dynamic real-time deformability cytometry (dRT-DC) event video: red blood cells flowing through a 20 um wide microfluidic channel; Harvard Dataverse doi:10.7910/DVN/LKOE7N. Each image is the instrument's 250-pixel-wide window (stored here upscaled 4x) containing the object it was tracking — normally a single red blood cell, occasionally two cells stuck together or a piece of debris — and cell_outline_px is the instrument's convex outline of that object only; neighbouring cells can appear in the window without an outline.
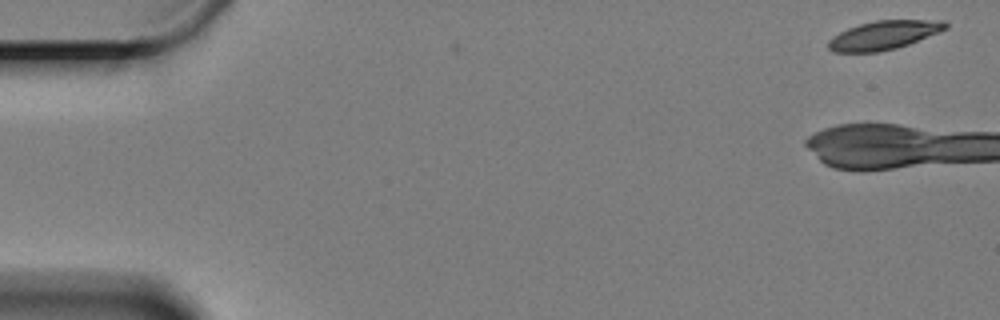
{"species": "Egyptian fruit bat (a non-hibernating species)", "species_latin": "Rousettus aegyptiacus", "temperature_condition": "cold", "stored_images_in_passage": 4, "camera_frame_rate_fps": 3000, "um_per_image_px": 0.085, "animal": {"sex": "female"}, "frame": {"image": 1, "passage_image": 1, "time_ms": 0.0, "image_size_px": [1000, 320], "cell_outline_px": [[948, 28], [940, 32], [908, 44], [896, 48], [880, 52], [832, 52], [828, 48], [828, 40], [832, 36], [848, 28], [860, 24], [876, 20], [944, 20], [948, 24]], "centroid_in_image_um": [75.13, 2.99], "position_along_channel_um": 9.9, "area_um2": 19.71}}